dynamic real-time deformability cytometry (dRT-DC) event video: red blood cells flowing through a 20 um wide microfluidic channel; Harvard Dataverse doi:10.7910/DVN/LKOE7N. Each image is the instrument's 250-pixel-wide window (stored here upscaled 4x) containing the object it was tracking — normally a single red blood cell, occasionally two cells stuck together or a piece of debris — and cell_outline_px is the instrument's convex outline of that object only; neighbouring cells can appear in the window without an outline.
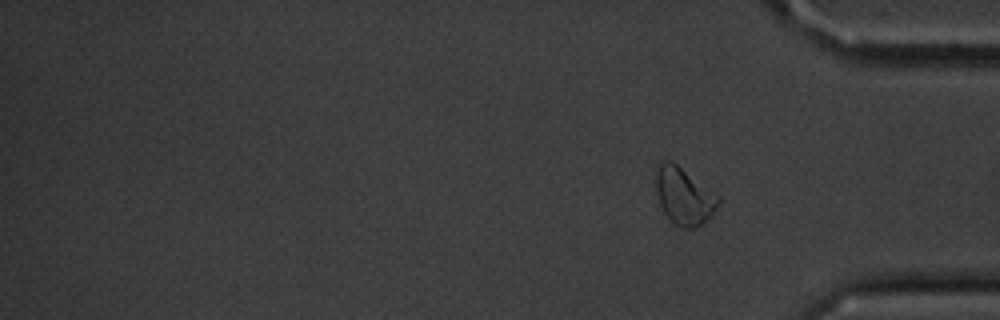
{"species": "common noctule bat (a hibernating species)", "species_latin": "Nyctalus noctula", "temperature_condition": "cold", "stored_images_in_passage": 14, "segment_of_instrument_passage": [2, 2], "camera_frame_rate_fps": 3000, "um_per_image_px": 0.085, "animal": {"sex": "male", "body_mass_g": 20.1, "forearm_length_mm": 53.5}, "frame": {"image": 1, "passage_image": 14, "time_ms": 18.0, "image_size_px": [1000, 320], "cell_outline_px": [[720, 200], [712, 216], [696, 228], [680, 228], [664, 212], [660, 204], [656, 188], [656, 164], [664, 160], [672, 160], [720, 196]], "centroid_in_image_um": [58.14, 16.64], "position_along_channel_um": 377.1, "area_um2": 20.81}}